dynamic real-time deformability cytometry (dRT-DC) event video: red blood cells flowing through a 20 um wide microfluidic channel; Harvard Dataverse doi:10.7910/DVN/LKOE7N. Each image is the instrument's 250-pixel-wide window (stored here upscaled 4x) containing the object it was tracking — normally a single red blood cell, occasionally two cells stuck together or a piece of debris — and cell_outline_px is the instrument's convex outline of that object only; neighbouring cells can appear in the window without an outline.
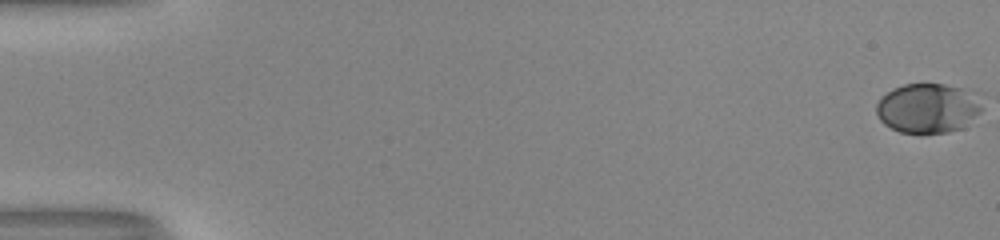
{"species": "human", "species_latin": "Homo sapiens", "temperature_condition": "room temperature", "stored_images_in_passage": 55, "camera_frame_rate_fps": 3000, "um_per_image_px": 0.085, "donor": {"sex": "male"}, "frame": {"image": 1, "passage_image": 1, "time_ms": 0.0, "image_size_px": [1000, 240], "cell_outline_px": [[980, 112], [964, 128], [948, 132], [920, 136], [900, 132], [884, 124], [880, 120], [876, 112], [876, 104], [892, 88], [904, 84], [944, 84], [960, 88], [980, 108]], "centroid_in_image_um": [78.75, 9.27], "position_along_channel_um": 6.3, "area_um2": 30.11}}
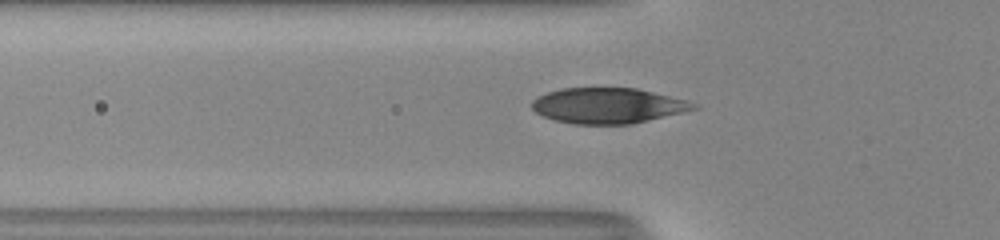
{"frame": {"image": 2, "passage_image": 21, "time_ms": 6.667, "image_size_px": [1000, 240], "cell_outline_px": [[700, 108], [632, 124], [572, 124], [552, 120], [536, 112], [532, 108], [532, 100], [536, 96], [560, 88], [636, 88], [684, 100], [696, 104]], "centroid_in_image_um": [51.62, 8.98], "position_along_channel_um": 74.2, "area_um2": 33.35}}
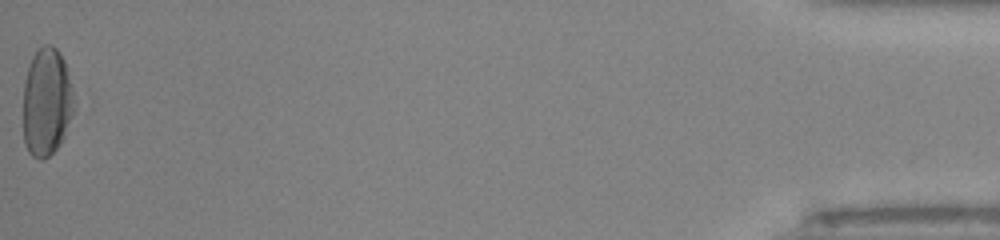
{"frame": {"image": 3, "passage_image": 55, "time_ms": 18.0, "image_size_px": [1000, 240], "cell_outline_px": [[76, 108], [64, 136], [60, 144], [44, 160], [40, 160], [32, 156], [28, 152], [24, 144], [24, 84], [28, 68], [32, 56], [44, 44], [52, 44], [60, 52], [64, 60], [72, 88]], "centroid_in_image_um": [3.98, 8.69], "position_along_channel_um": 431.2, "area_um2": 32.31}}